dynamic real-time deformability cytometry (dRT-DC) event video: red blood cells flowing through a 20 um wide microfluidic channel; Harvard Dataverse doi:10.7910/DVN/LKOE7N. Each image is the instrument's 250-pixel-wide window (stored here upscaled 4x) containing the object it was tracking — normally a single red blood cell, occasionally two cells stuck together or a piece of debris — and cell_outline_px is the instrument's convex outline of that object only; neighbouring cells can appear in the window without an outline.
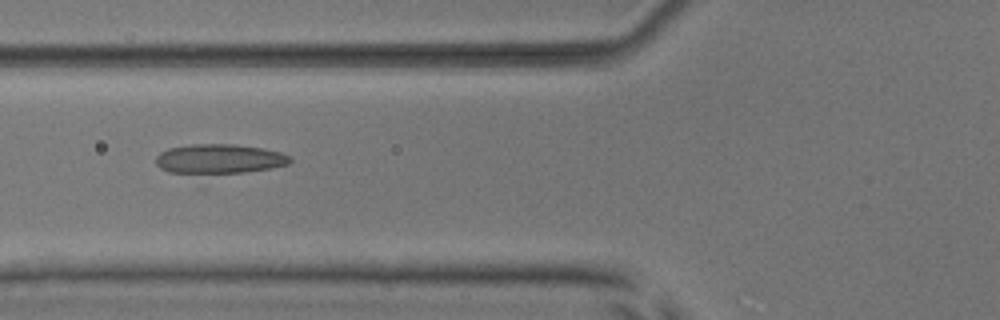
{"species": "common noctule bat (a hibernating species)", "species_latin": "Nyctalus noctula", "temperature_condition": "room temperature", "stored_images_in_passage": 39, "camera_frame_rate_fps": 3000, "um_per_image_px": 0.085, "animal": {"sex": "male", "body_mass_g": 17.9, "forearm_length_mm": 54.2}, "frame": {"image": 1, "passage_image": 23, "time_ms": 7.333, "image_size_px": [1000, 320], "cell_outline_px": [[292, 160], [288, 164], [268, 168], [244, 172], [168, 172], [160, 168], [156, 164], [156, 156], [160, 152], [168, 148], [192, 144], [232, 144], [260, 148], [280, 152], [292, 156]], "centroid_in_image_um": [18.63, 13.48], "position_along_channel_um": 107.2, "area_um2": 22.6}}
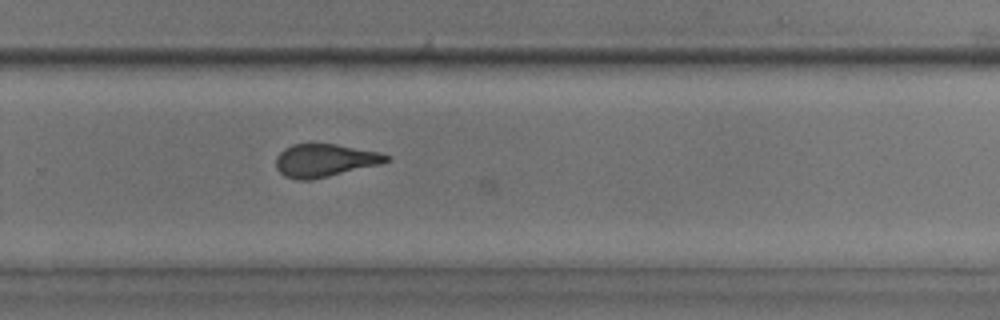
{"frame": {"image": 2, "passage_image": 38, "time_ms": 12.333, "image_size_px": [1000, 320], "cell_outline_px": [[392, 160], [380, 164], [312, 180], [296, 180], [284, 176], [276, 168], [276, 156], [284, 148], [292, 144], [336, 144], [380, 152], [392, 156]], "centroid_in_image_um": [27.61, 13.63], "position_along_channel_um": 302.2, "area_um2": 21.33}}